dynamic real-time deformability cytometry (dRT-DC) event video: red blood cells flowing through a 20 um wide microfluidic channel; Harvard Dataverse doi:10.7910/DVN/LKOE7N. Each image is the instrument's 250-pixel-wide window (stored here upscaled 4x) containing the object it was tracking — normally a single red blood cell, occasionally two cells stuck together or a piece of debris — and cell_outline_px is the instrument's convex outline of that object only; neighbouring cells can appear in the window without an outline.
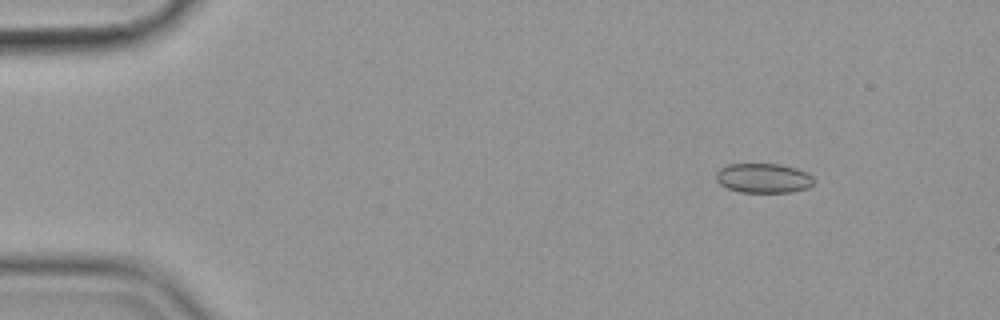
{"species": "common noctule bat (a hibernating species)", "species_latin": "Nyctalus noctula", "temperature_condition": "cold", "stored_images_in_passage": 54, "camera_frame_rate_fps": 3000, "um_per_image_px": 0.085, "animal": {"sex": "female", "body_mass_g": 19.9}, "frame": {"image": 1, "passage_image": 5, "time_ms": 1.333, "image_size_px": [1000, 320], "cell_outline_px": [[816, 180], [808, 188], [792, 192], [740, 192], [728, 188], [720, 184], [716, 180], [716, 172], [720, 168], [728, 164], [780, 164], [796, 168], [812, 176]], "centroid_in_image_um": [64.89, 15.14], "position_along_channel_um": 20.1, "area_um2": 16.88}}
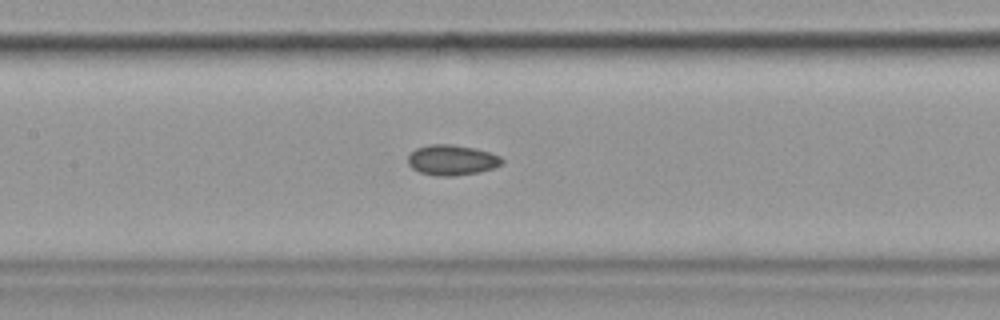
{"frame": {"image": 2, "passage_image": 25, "time_ms": 8.0, "image_size_px": [1000, 320], "cell_outline_px": [[504, 160], [500, 164], [492, 168], [480, 172], [452, 176], [440, 176], [420, 172], [412, 168], [408, 164], [408, 156], [416, 148], [432, 144], [448, 144], [472, 148], [488, 152], [500, 156]], "centroid_in_image_um": [38.39, 13.61], "position_along_channel_um": 169.0, "area_um2": 16.36}}
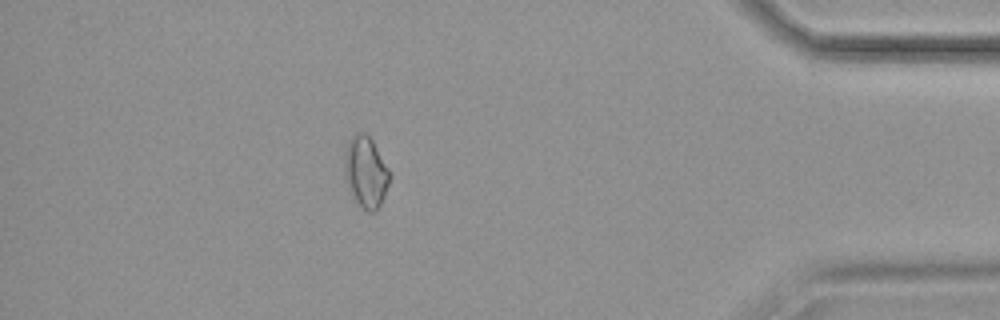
{"frame": {"image": 3, "passage_image": 48, "time_ms": 15.667, "image_size_px": [1000, 320], "cell_outline_px": [[388, 184], [384, 196], [376, 212], [368, 212], [356, 200], [348, 188], [344, 176], [344, 152], [348, 140], [356, 132], [364, 132], [372, 140], [388, 168]], "centroid_in_image_um": [31.05, 14.59], "position_along_channel_um": 404.2, "area_um2": 18.5}}